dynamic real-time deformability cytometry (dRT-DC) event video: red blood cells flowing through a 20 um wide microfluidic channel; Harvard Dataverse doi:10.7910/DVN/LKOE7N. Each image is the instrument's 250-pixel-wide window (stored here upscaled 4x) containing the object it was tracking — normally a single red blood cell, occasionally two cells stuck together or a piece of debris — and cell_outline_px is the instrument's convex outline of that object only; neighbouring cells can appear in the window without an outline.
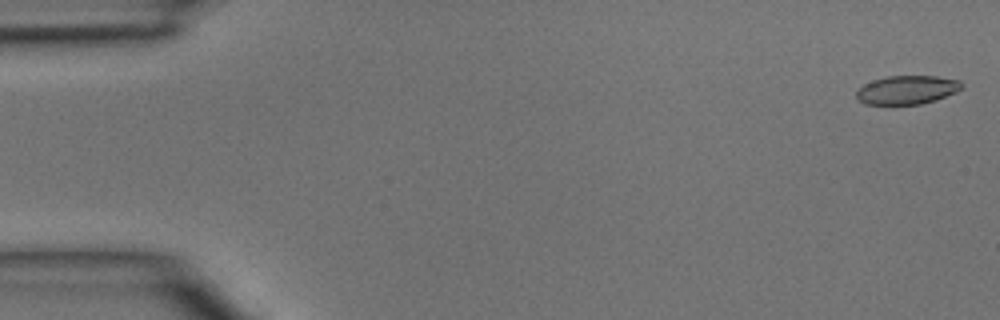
{"species": "common noctule bat (a hibernating species)", "species_latin": "Nyctalus noctula", "temperature_condition": "room temperature", "stored_images_in_passage": 4, "camera_frame_rate_fps": 3000, "um_per_image_px": 0.085, "animal": {"sex": "male", "body_mass_g": 15.6}, "frame": {"image": 1, "passage_image": 1, "time_ms": 0.0, "image_size_px": [1000, 320], "cell_outline_px": [[964, 84], [956, 92], [936, 100], [920, 104], [864, 104], [856, 96], [856, 92], [864, 84], [872, 80], [888, 76], [936, 76], [960, 80]], "centroid_in_image_um": [77.11, 7.63], "position_along_channel_um": 7.9, "area_um2": 17.51}}
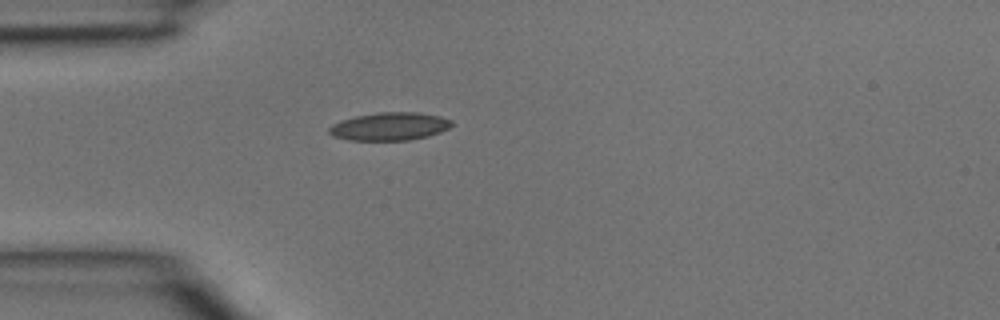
{"frame": {"image": 2, "passage_image": 4, "time_ms": 1.0, "image_size_px": [1000, 320], "cell_outline_px": [[452, 124], [448, 128], [440, 132], [428, 136], [408, 140], [348, 140], [332, 136], [328, 132], [328, 128], [332, 124], [340, 120], [356, 116], [376, 112], [416, 112], [440, 116], [452, 120]], "centroid_in_image_um": [33.08, 10.74], "position_along_channel_um": 51.9, "area_um2": 20.06}}